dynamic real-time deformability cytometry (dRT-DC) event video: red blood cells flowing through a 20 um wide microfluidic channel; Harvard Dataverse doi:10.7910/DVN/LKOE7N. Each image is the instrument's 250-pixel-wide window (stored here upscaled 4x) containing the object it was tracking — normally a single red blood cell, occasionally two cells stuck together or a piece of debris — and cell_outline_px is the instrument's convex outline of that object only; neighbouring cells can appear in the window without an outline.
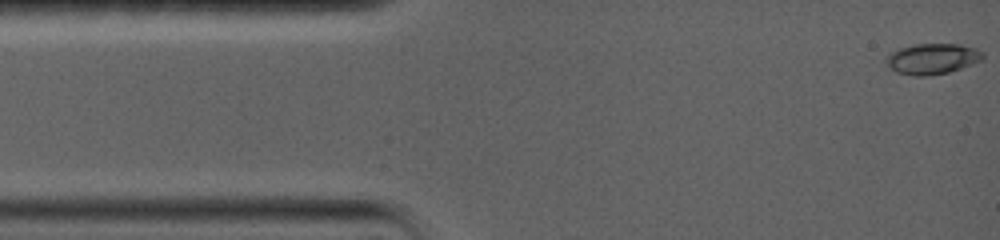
{"species": "common noctule bat (a hibernating species)", "species_latin": "Nyctalus noctula", "temperature_condition": "warm", "stored_images_in_passage": 35, "camera_frame_rate_fps": 5000, "um_per_image_px": 0.085, "animal": {"sex": "female", "body_mass_g": 19.0, "forearm_length_mm": 56.7}, "frame": {"image": 1, "passage_image": 1, "time_ms": 0.0, "image_size_px": [1000, 240], "cell_outline_px": [[984, 56], [980, 60], [960, 68], [948, 72], [928, 76], [912, 76], [896, 72], [884, 60], [888, 52], [900, 48], [916, 44], [960, 44], [976, 48], [984, 52]], "centroid_in_image_um": [79.22, 4.99], "position_along_channel_um": 5.8, "area_um2": 17.28}}
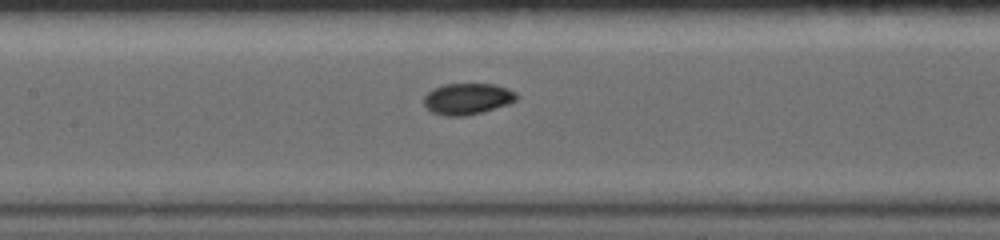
{"frame": {"image": 2, "passage_image": 15, "time_ms": 6.6, "image_size_px": [1000, 240], "cell_outline_px": [[520, 96], [516, 100], [508, 104], [484, 112], [464, 116], [444, 116], [432, 112], [424, 104], [424, 96], [432, 88], [444, 84], [492, 84], [508, 88], [516, 92]], "centroid_in_image_um": [39.75, 8.4], "position_along_channel_um": 167.7, "area_um2": 17.05}}
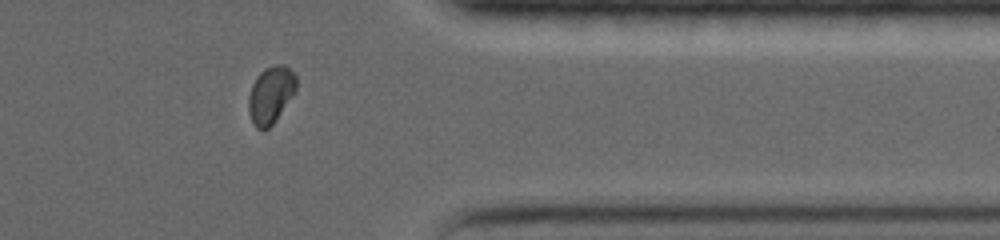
{"frame": {"image": 3, "passage_image": 28, "time_ms": 12.8, "image_size_px": [1000, 240], "cell_outline_px": [[296, 92], [276, 120], [264, 132], [256, 128], [248, 112], [248, 96], [252, 84], [256, 76], [264, 68], [276, 64], [284, 64], [296, 76]], "centroid_in_image_um": [23.0, 8.07], "position_along_channel_um": 388.4, "area_um2": 16.13}, "authors_computed_cell_mechanics": {"area_um2": 16.5308, "velocity_mm_per_s": 3.6912, "shape_relaxation_time_tau1_ms": 10.5834, "shape_relaxation_time_tau2_ms": null, "deformation_change_tau1": 0.2219, "deformation_change_tau2": null}}